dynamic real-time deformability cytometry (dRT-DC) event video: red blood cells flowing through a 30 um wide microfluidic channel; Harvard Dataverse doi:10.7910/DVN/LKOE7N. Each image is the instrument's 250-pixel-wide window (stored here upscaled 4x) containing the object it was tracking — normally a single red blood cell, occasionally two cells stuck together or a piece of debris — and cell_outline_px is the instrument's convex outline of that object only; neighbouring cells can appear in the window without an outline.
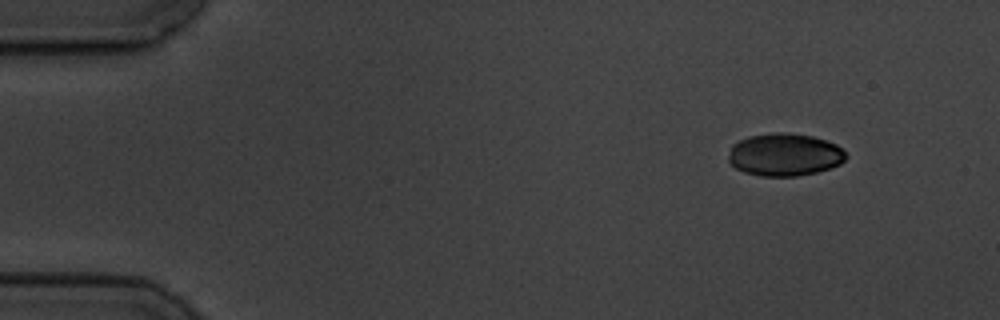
{"species": "common noctule bat (a hibernating species)", "species_latin": "Nyctalus noctula", "temperature_condition": "cold", "stored_images_in_passage": 4, "camera_frame_rate_fps": 3000, "um_per_image_px": 0.085, "animal": {"sex": "male", "body_mass_g": 19.5, "forearm_length_mm": 54.6}, "frame": {"image": 1, "passage_image": 1, "time_ms": 0.0, "image_size_px": [1000, 320], "cell_outline_px": [[848, 156], [840, 164], [832, 168], [816, 172], [796, 176], [760, 176], [744, 172], [736, 168], [728, 160], [728, 156], [732, 144], [748, 136], [772, 132], [788, 132], [812, 136], [836, 144]], "centroid_in_image_um": [66.68, 13.14], "position_along_channel_um": 18.3, "area_um2": 29.3}}
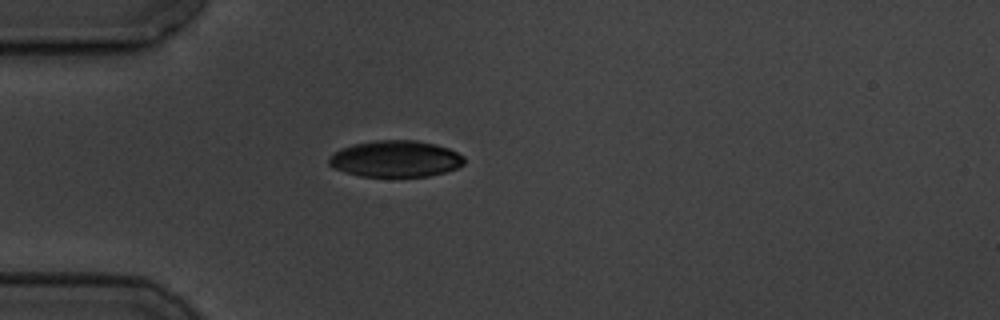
{"frame": {"image": 2, "passage_image": 3, "time_ms": 3.333, "image_size_px": [1000, 320], "cell_outline_px": [[464, 164], [456, 168], [444, 172], [428, 176], [360, 176], [344, 172], [332, 168], [328, 164], [328, 160], [340, 148], [352, 144], [372, 140], [416, 140], [436, 144], [448, 148], [464, 156]], "centroid_in_image_um": [33.6, 13.49], "position_along_channel_um": 51.4, "area_um2": 28.78}}